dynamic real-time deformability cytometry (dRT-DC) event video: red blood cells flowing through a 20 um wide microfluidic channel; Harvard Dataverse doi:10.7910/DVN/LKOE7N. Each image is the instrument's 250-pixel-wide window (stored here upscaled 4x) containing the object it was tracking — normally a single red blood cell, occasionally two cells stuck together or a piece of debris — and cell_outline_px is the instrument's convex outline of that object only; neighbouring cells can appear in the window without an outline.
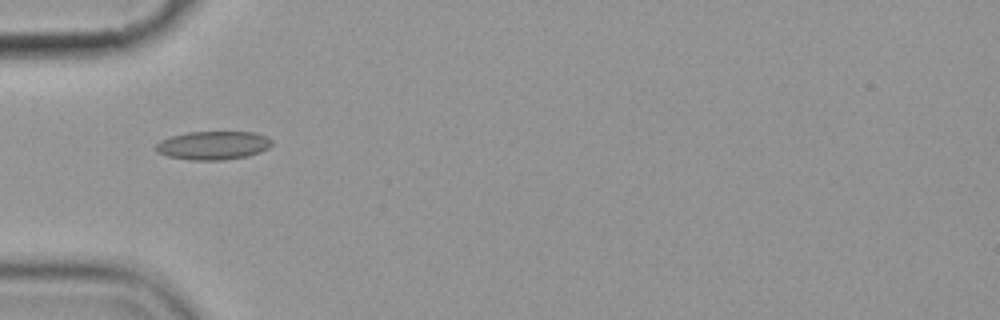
{"species": "common noctule bat (a hibernating species)", "species_latin": "Nyctalus noctula", "temperature_condition": "cold", "stored_images_in_passage": 3, "camera_frame_rate_fps": 3000, "um_per_image_px": 0.085, "animal": {"sex": "female", "body_mass_g": 19.9}, "frame": {"image": 1, "passage_image": 1, "time_ms": 0.0, "image_size_px": [1000, 320], "cell_outline_px": [[272, 144], [268, 148], [260, 152], [248, 156], [224, 160], [188, 160], [168, 156], [156, 152], [156, 144], [160, 140], [172, 136], [188, 132], [256, 132], [268, 136], [272, 140]], "centroid_in_image_um": [18.14, 12.36], "position_along_channel_um": 66.9, "area_um2": 19.42}}
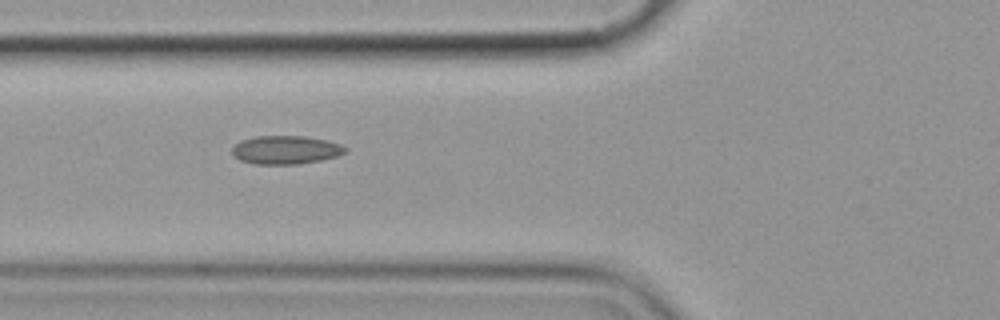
{"frame": {"image": 2, "passage_image": 2, "time_ms": 1.0, "image_size_px": [1000, 320], "cell_outline_px": [[348, 148], [344, 152], [336, 156], [320, 160], [296, 164], [252, 164], [240, 160], [232, 152], [232, 148], [240, 140], [256, 136], [304, 136], [328, 140], [340, 144]], "centroid_in_image_um": [24.27, 12.73], "position_along_channel_um": 101.5, "area_um2": 18.67}}
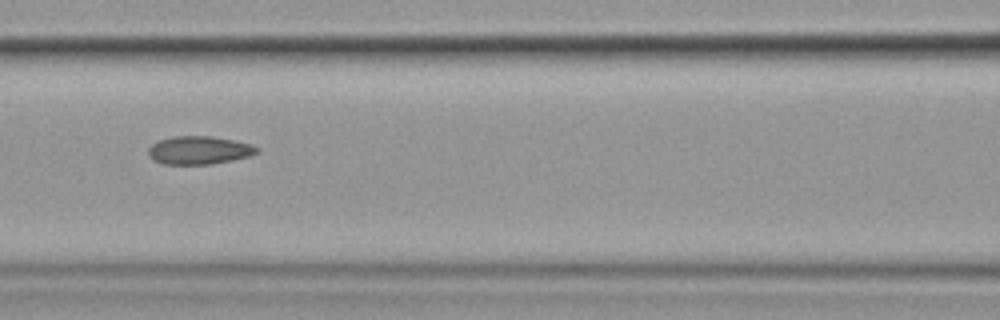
{"frame": {"image": 3, "passage_image": 3, "time_ms": 2.333, "image_size_px": [1000, 320], "cell_outline_px": [[260, 152], [248, 156], [232, 160], [212, 164], [164, 164], [152, 160], [148, 156], [148, 148], [152, 144], [160, 140], [172, 136], [212, 136], [252, 144], [260, 148]], "centroid_in_image_um": [16.92, 12.77], "position_along_channel_um": 149.7, "area_um2": 17.92}}